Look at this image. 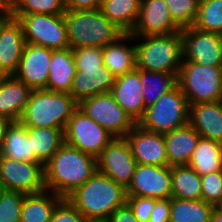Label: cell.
Segmentation results:
<instances>
[{
	"label": "cell",
	"mask_w": 222,
	"mask_h": 222,
	"mask_svg": "<svg viewBox=\"0 0 222 222\" xmlns=\"http://www.w3.org/2000/svg\"><path fill=\"white\" fill-rule=\"evenodd\" d=\"M32 89L14 75L0 76V116L19 122Z\"/></svg>",
	"instance_id": "21"
},
{
	"label": "cell",
	"mask_w": 222,
	"mask_h": 222,
	"mask_svg": "<svg viewBox=\"0 0 222 222\" xmlns=\"http://www.w3.org/2000/svg\"><path fill=\"white\" fill-rule=\"evenodd\" d=\"M10 124H11V121L8 118L0 116V149L2 147L4 138H5L6 130Z\"/></svg>",
	"instance_id": "45"
},
{
	"label": "cell",
	"mask_w": 222,
	"mask_h": 222,
	"mask_svg": "<svg viewBox=\"0 0 222 222\" xmlns=\"http://www.w3.org/2000/svg\"><path fill=\"white\" fill-rule=\"evenodd\" d=\"M96 171V157L64 143L44 165L46 189L67 198Z\"/></svg>",
	"instance_id": "1"
},
{
	"label": "cell",
	"mask_w": 222,
	"mask_h": 222,
	"mask_svg": "<svg viewBox=\"0 0 222 222\" xmlns=\"http://www.w3.org/2000/svg\"><path fill=\"white\" fill-rule=\"evenodd\" d=\"M180 31L171 19L165 0H141L139 15L130 34L156 36Z\"/></svg>",
	"instance_id": "17"
},
{
	"label": "cell",
	"mask_w": 222,
	"mask_h": 222,
	"mask_svg": "<svg viewBox=\"0 0 222 222\" xmlns=\"http://www.w3.org/2000/svg\"><path fill=\"white\" fill-rule=\"evenodd\" d=\"M202 200L216 206L222 200V171L201 176Z\"/></svg>",
	"instance_id": "38"
},
{
	"label": "cell",
	"mask_w": 222,
	"mask_h": 222,
	"mask_svg": "<svg viewBox=\"0 0 222 222\" xmlns=\"http://www.w3.org/2000/svg\"><path fill=\"white\" fill-rule=\"evenodd\" d=\"M187 166L200 176L222 171V142L200 137Z\"/></svg>",
	"instance_id": "27"
},
{
	"label": "cell",
	"mask_w": 222,
	"mask_h": 222,
	"mask_svg": "<svg viewBox=\"0 0 222 222\" xmlns=\"http://www.w3.org/2000/svg\"><path fill=\"white\" fill-rule=\"evenodd\" d=\"M177 85L188 105L222 100V66H205L182 61Z\"/></svg>",
	"instance_id": "6"
},
{
	"label": "cell",
	"mask_w": 222,
	"mask_h": 222,
	"mask_svg": "<svg viewBox=\"0 0 222 222\" xmlns=\"http://www.w3.org/2000/svg\"><path fill=\"white\" fill-rule=\"evenodd\" d=\"M141 38L136 46L137 68L178 76L183 61L182 33L156 36H133Z\"/></svg>",
	"instance_id": "5"
},
{
	"label": "cell",
	"mask_w": 222,
	"mask_h": 222,
	"mask_svg": "<svg viewBox=\"0 0 222 222\" xmlns=\"http://www.w3.org/2000/svg\"><path fill=\"white\" fill-rule=\"evenodd\" d=\"M102 0H65L67 10L99 9Z\"/></svg>",
	"instance_id": "44"
},
{
	"label": "cell",
	"mask_w": 222,
	"mask_h": 222,
	"mask_svg": "<svg viewBox=\"0 0 222 222\" xmlns=\"http://www.w3.org/2000/svg\"><path fill=\"white\" fill-rule=\"evenodd\" d=\"M124 137L137 164L168 166L164 134L136 124Z\"/></svg>",
	"instance_id": "16"
},
{
	"label": "cell",
	"mask_w": 222,
	"mask_h": 222,
	"mask_svg": "<svg viewBox=\"0 0 222 222\" xmlns=\"http://www.w3.org/2000/svg\"><path fill=\"white\" fill-rule=\"evenodd\" d=\"M183 61L205 66H222V35L195 27L181 30Z\"/></svg>",
	"instance_id": "13"
},
{
	"label": "cell",
	"mask_w": 222,
	"mask_h": 222,
	"mask_svg": "<svg viewBox=\"0 0 222 222\" xmlns=\"http://www.w3.org/2000/svg\"><path fill=\"white\" fill-rule=\"evenodd\" d=\"M78 108L114 137H124L136 125L111 92L86 98Z\"/></svg>",
	"instance_id": "9"
},
{
	"label": "cell",
	"mask_w": 222,
	"mask_h": 222,
	"mask_svg": "<svg viewBox=\"0 0 222 222\" xmlns=\"http://www.w3.org/2000/svg\"><path fill=\"white\" fill-rule=\"evenodd\" d=\"M134 40L130 33H124L116 41L102 48L104 65L115 77L124 75L137 68L136 46L129 47L124 42ZM123 42V43H121Z\"/></svg>",
	"instance_id": "25"
},
{
	"label": "cell",
	"mask_w": 222,
	"mask_h": 222,
	"mask_svg": "<svg viewBox=\"0 0 222 222\" xmlns=\"http://www.w3.org/2000/svg\"><path fill=\"white\" fill-rule=\"evenodd\" d=\"M78 106L70 93L32 90L20 122L31 128L65 129Z\"/></svg>",
	"instance_id": "4"
},
{
	"label": "cell",
	"mask_w": 222,
	"mask_h": 222,
	"mask_svg": "<svg viewBox=\"0 0 222 222\" xmlns=\"http://www.w3.org/2000/svg\"><path fill=\"white\" fill-rule=\"evenodd\" d=\"M171 189V166L137 164L126 193L127 196L168 199Z\"/></svg>",
	"instance_id": "14"
},
{
	"label": "cell",
	"mask_w": 222,
	"mask_h": 222,
	"mask_svg": "<svg viewBox=\"0 0 222 222\" xmlns=\"http://www.w3.org/2000/svg\"><path fill=\"white\" fill-rule=\"evenodd\" d=\"M171 197L202 200L201 176L187 165L172 166Z\"/></svg>",
	"instance_id": "31"
},
{
	"label": "cell",
	"mask_w": 222,
	"mask_h": 222,
	"mask_svg": "<svg viewBox=\"0 0 222 222\" xmlns=\"http://www.w3.org/2000/svg\"><path fill=\"white\" fill-rule=\"evenodd\" d=\"M142 85L140 80V69L115 78L111 93L115 101L137 124L145 113L143 102Z\"/></svg>",
	"instance_id": "19"
},
{
	"label": "cell",
	"mask_w": 222,
	"mask_h": 222,
	"mask_svg": "<svg viewBox=\"0 0 222 222\" xmlns=\"http://www.w3.org/2000/svg\"><path fill=\"white\" fill-rule=\"evenodd\" d=\"M76 71V63L71 48L52 50L47 90L70 93Z\"/></svg>",
	"instance_id": "24"
},
{
	"label": "cell",
	"mask_w": 222,
	"mask_h": 222,
	"mask_svg": "<svg viewBox=\"0 0 222 222\" xmlns=\"http://www.w3.org/2000/svg\"><path fill=\"white\" fill-rule=\"evenodd\" d=\"M171 19L180 29L192 27L196 21L199 0H165Z\"/></svg>",
	"instance_id": "36"
},
{
	"label": "cell",
	"mask_w": 222,
	"mask_h": 222,
	"mask_svg": "<svg viewBox=\"0 0 222 222\" xmlns=\"http://www.w3.org/2000/svg\"><path fill=\"white\" fill-rule=\"evenodd\" d=\"M210 222H222V213L215 207Z\"/></svg>",
	"instance_id": "46"
},
{
	"label": "cell",
	"mask_w": 222,
	"mask_h": 222,
	"mask_svg": "<svg viewBox=\"0 0 222 222\" xmlns=\"http://www.w3.org/2000/svg\"><path fill=\"white\" fill-rule=\"evenodd\" d=\"M189 124L201 137L222 142V100L189 105Z\"/></svg>",
	"instance_id": "22"
},
{
	"label": "cell",
	"mask_w": 222,
	"mask_h": 222,
	"mask_svg": "<svg viewBox=\"0 0 222 222\" xmlns=\"http://www.w3.org/2000/svg\"><path fill=\"white\" fill-rule=\"evenodd\" d=\"M158 199L148 197L127 196V204L139 222H149L150 215Z\"/></svg>",
	"instance_id": "41"
},
{
	"label": "cell",
	"mask_w": 222,
	"mask_h": 222,
	"mask_svg": "<svg viewBox=\"0 0 222 222\" xmlns=\"http://www.w3.org/2000/svg\"><path fill=\"white\" fill-rule=\"evenodd\" d=\"M170 221V198L158 199L151 212L149 222H169Z\"/></svg>",
	"instance_id": "42"
},
{
	"label": "cell",
	"mask_w": 222,
	"mask_h": 222,
	"mask_svg": "<svg viewBox=\"0 0 222 222\" xmlns=\"http://www.w3.org/2000/svg\"><path fill=\"white\" fill-rule=\"evenodd\" d=\"M6 5H8L12 0H2Z\"/></svg>",
	"instance_id": "50"
},
{
	"label": "cell",
	"mask_w": 222,
	"mask_h": 222,
	"mask_svg": "<svg viewBox=\"0 0 222 222\" xmlns=\"http://www.w3.org/2000/svg\"><path fill=\"white\" fill-rule=\"evenodd\" d=\"M76 67H98L104 65L102 47L72 49Z\"/></svg>",
	"instance_id": "39"
},
{
	"label": "cell",
	"mask_w": 222,
	"mask_h": 222,
	"mask_svg": "<svg viewBox=\"0 0 222 222\" xmlns=\"http://www.w3.org/2000/svg\"><path fill=\"white\" fill-rule=\"evenodd\" d=\"M67 199L86 221L105 222L117 208L126 204L127 193L124 186L96 171Z\"/></svg>",
	"instance_id": "2"
},
{
	"label": "cell",
	"mask_w": 222,
	"mask_h": 222,
	"mask_svg": "<svg viewBox=\"0 0 222 222\" xmlns=\"http://www.w3.org/2000/svg\"><path fill=\"white\" fill-rule=\"evenodd\" d=\"M48 190L24 195L20 222H50L56 205L63 197ZM52 193V194H51Z\"/></svg>",
	"instance_id": "28"
},
{
	"label": "cell",
	"mask_w": 222,
	"mask_h": 222,
	"mask_svg": "<svg viewBox=\"0 0 222 222\" xmlns=\"http://www.w3.org/2000/svg\"><path fill=\"white\" fill-rule=\"evenodd\" d=\"M6 9L7 5L2 0H0V12L6 11Z\"/></svg>",
	"instance_id": "48"
},
{
	"label": "cell",
	"mask_w": 222,
	"mask_h": 222,
	"mask_svg": "<svg viewBox=\"0 0 222 222\" xmlns=\"http://www.w3.org/2000/svg\"><path fill=\"white\" fill-rule=\"evenodd\" d=\"M65 11V0H12L6 9L8 14L60 15Z\"/></svg>",
	"instance_id": "34"
},
{
	"label": "cell",
	"mask_w": 222,
	"mask_h": 222,
	"mask_svg": "<svg viewBox=\"0 0 222 222\" xmlns=\"http://www.w3.org/2000/svg\"><path fill=\"white\" fill-rule=\"evenodd\" d=\"M200 137L189 123L165 133L168 166L187 165Z\"/></svg>",
	"instance_id": "23"
},
{
	"label": "cell",
	"mask_w": 222,
	"mask_h": 222,
	"mask_svg": "<svg viewBox=\"0 0 222 222\" xmlns=\"http://www.w3.org/2000/svg\"><path fill=\"white\" fill-rule=\"evenodd\" d=\"M105 222H139L134 216L133 211L126 203L123 206L117 208Z\"/></svg>",
	"instance_id": "43"
},
{
	"label": "cell",
	"mask_w": 222,
	"mask_h": 222,
	"mask_svg": "<svg viewBox=\"0 0 222 222\" xmlns=\"http://www.w3.org/2000/svg\"><path fill=\"white\" fill-rule=\"evenodd\" d=\"M140 80L145 108L153 105L161 95L177 85V77L174 74L143 69H140Z\"/></svg>",
	"instance_id": "33"
},
{
	"label": "cell",
	"mask_w": 222,
	"mask_h": 222,
	"mask_svg": "<svg viewBox=\"0 0 222 222\" xmlns=\"http://www.w3.org/2000/svg\"><path fill=\"white\" fill-rule=\"evenodd\" d=\"M28 138L34 156L46 164L58 149L65 143L64 129L27 127Z\"/></svg>",
	"instance_id": "29"
},
{
	"label": "cell",
	"mask_w": 222,
	"mask_h": 222,
	"mask_svg": "<svg viewBox=\"0 0 222 222\" xmlns=\"http://www.w3.org/2000/svg\"><path fill=\"white\" fill-rule=\"evenodd\" d=\"M23 28L25 43L57 50L69 48L64 14H9Z\"/></svg>",
	"instance_id": "8"
},
{
	"label": "cell",
	"mask_w": 222,
	"mask_h": 222,
	"mask_svg": "<svg viewBox=\"0 0 222 222\" xmlns=\"http://www.w3.org/2000/svg\"><path fill=\"white\" fill-rule=\"evenodd\" d=\"M70 94L80 103L86 98L111 92L115 76L105 66L76 67Z\"/></svg>",
	"instance_id": "20"
},
{
	"label": "cell",
	"mask_w": 222,
	"mask_h": 222,
	"mask_svg": "<svg viewBox=\"0 0 222 222\" xmlns=\"http://www.w3.org/2000/svg\"><path fill=\"white\" fill-rule=\"evenodd\" d=\"M188 123L189 105L180 87L176 85L147 107L137 124L145 130L165 134Z\"/></svg>",
	"instance_id": "7"
},
{
	"label": "cell",
	"mask_w": 222,
	"mask_h": 222,
	"mask_svg": "<svg viewBox=\"0 0 222 222\" xmlns=\"http://www.w3.org/2000/svg\"><path fill=\"white\" fill-rule=\"evenodd\" d=\"M137 162L125 137H114L97 157V171L128 187Z\"/></svg>",
	"instance_id": "12"
},
{
	"label": "cell",
	"mask_w": 222,
	"mask_h": 222,
	"mask_svg": "<svg viewBox=\"0 0 222 222\" xmlns=\"http://www.w3.org/2000/svg\"><path fill=\"white\" fill-rule=\"evenodd\" d=\"M25 44L21 23L6 11L0 12V76L17 72Z\"/></svg>",
	"instance_id": "15"
},
{
	"label": "cell",
	"mask_w": 222,
	"mask_h": 222,
	"mask_svg": "<svg viewBox=\"0 0 222 222\" xmlns=\"http://www.w3.org/2000/svg\"><path fill=\"white\" fill-rule=\"evenodd\" d=\"M0 155L17 161L41 163L31 150V140L28 138L27 127L20 121L11 122L8 126Z\"/></svg>",
	"instance_id": "26"
},
{
	"label": "cell",
	"mask_w": 222,
	"mask_h": 222,
	"mask_svg": "<svg viewBox=\"0 0 222 222\" xmlns=\"http://www.w3.org/2000/svg\"><path fill=\"white\" fill-rule=\"evenodd\" d=\"M113 138L112 134L79 108L73 113L64 129L66 144L96 158Z\"/></svg>",
	"instance_id": "10"
},
{
	"label": "cell",
	"mask_w": 222,
	"mask_h": 222,
	"mask_svg": "<svg viewBox=\"0 0 222 222\" xmlns=\"http://www.w3.org/2000/svg\"><path fill=\"white\" fill-rule=\"evenodd\" d=\"M24 195L18 191L6 190L0 196V222H20Z\"/></svg>",
	"instance_id": "37"
},
{
	"label": "cell",
	"mask_w": 222,
	"mask_h": 222,
	"mask_svg": "<svg viewBox=\"0 0 222 222\" xmlns=\"http://www.w3.org/2000/svg\"><path fill=\"white\" fill-rule=\"evenodd\" d=\"M52 50L43 46L26 43L18 70L14 76L32 90H47Z\"/></svg>",
	"instance_id": "18"
},
{
	"label": "cell",
	"mask_w": 222,
	"mask_h": 222,
	"mask_svg": "<svg viewBox=\"0 0 222 222\" xmlns=\"http://www.w3.org/2000/svg\"><path fill=\"white\" fill-rule=\"evenodd\" d=\"M193 27L222 35V0H201Z\"/></svg>",
	"instance_id": "35"
},
{
	"label": "cell",
	"mask_w": 222,
	"mask_h": 222,
	"mask_svg": "<svg viewBox=\"0 0 222 222\" xmlns=\"http://www.w3.org/2000/svg\"><path fill=\"white\" fill-rule=\"evenodd\" d=\"M69 48L105 47L124 32L99 9L67 10L64 13Z\"/></svg>",
	"instance_id": "3"
},
{
	"label": "cell",
	"mask_w": 222,
	"mask_h": 222,
	"mask_svg": "<svg viewBox=\"0 0 222 222\" xmlns=\"http://www.w3.org/2000/svg\"><path fill=\"white\" fill-rule=\"evenodd\" d=\"M141 0H102L100 10L124 33H130L137 21Z\"/></svg>",
	"instance_id": "30"
},
{
	"label": "cell",
	"mask_w": 222,
	"mask_h": 222,
	"mask_svg": "<svg viewBox=\"0 0 222 222\" xmlns=\"http://www.w3.org/2000/svg\"><path fill=\"white\" fill-rule=\"evenodd\" d=\"M215 207L222 213V200Z\"/></svg>",
	"instance_id": "49"
},
{
	"label": "cell",
	"mask_w": 222,
	"mask_h": 222,
	"mask_svg": "<svg viewBox=\"0 0 222 222\" xmlns=\"http://www.w3.org/2000/svg\"><path fill=\"white\" fill-rule=\"evenodd\" d=\"M215 206L203 200L170 198L169 222H210Z\"/></svg>",
	"instance_id": "32"
},
{
	"label": "cell",
	"mask_w": 222,
	"mask_h": 222,
	"mask_svg": "<svg viewBox=\"0 0 222 222\" xmlns=\"http://www.w3.org/2000/svg\"><path fill=\"white\" fill-rule=\"evenodd\" d=\"M0 177L6 190L25 195L46 191L44 164L17 161L0 155Z\"/></svg>",
	"instance_id": "11"
},
{
	"label": "cell",
	"mask_w": 222,
	"mask_h": 222,
	"mask_svg": "<svg viewBox=\"0 0 222 222\" xmlns=\"http://www.w3.org/2000/svg\"><path fill=\"white\" fill-rule=\"evenodd\" d=\"M6 191L3 181L0 177V196Z\"/></svg>",
	"instance_id": "47"
},
{
	"label": "cell",
	"mask_w": 222,
	"mask_h": 222,
	"mask_svg": "<svg viewBox=\"0 0 222 222\" xmlns=\"http://www.w3.org/2000/svg\"><path fill=\"white\" fill-rule=\"evenodd\" d=\"M85 217L67 199L63 198L53 211L50 222H85Z\"/></svg>",
	"instance_id": "40"
}]
</instances>
